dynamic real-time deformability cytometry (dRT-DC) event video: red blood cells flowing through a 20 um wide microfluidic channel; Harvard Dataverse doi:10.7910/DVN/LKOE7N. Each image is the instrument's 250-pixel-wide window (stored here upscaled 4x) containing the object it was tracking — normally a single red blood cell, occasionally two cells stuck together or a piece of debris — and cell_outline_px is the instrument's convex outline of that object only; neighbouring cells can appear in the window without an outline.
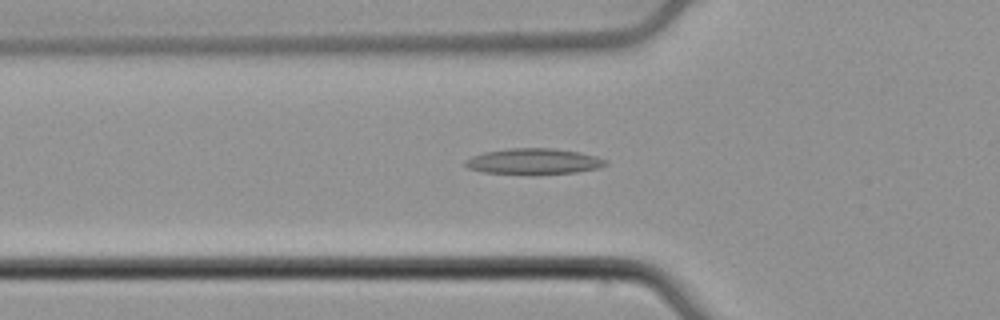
{"species": "common noctule bat (a hibernating species)", "species_latin": "Nyctalus noctula", "temperature_condition": "cold", "stored_images_in_passage": 39, "camera_frame_rate_fps": 3000, "um_per_image_px": 0.085, "animal": {"sex": "male", "body_mass_g": 21.5, "forearm_length_mm": 52.0}, "frame": {"image": 1, "passage_image": 9, "time_ms": 2.667, "image_size_px": [1000, 320], "cell_outline_px": [[608, 164], [600, 168], [576, 172], [536, 176], [484, 172], [468, 168], [464, 164], [464, 160], [472, 156], [484, 152], [508, 148], [552, 148], [576, 152], [596, 156], [608, 160]], "centroid_in_image_um": [45.37, 13.74], "position_along_channel_um": 80.4, "area_um2": 21.68}}
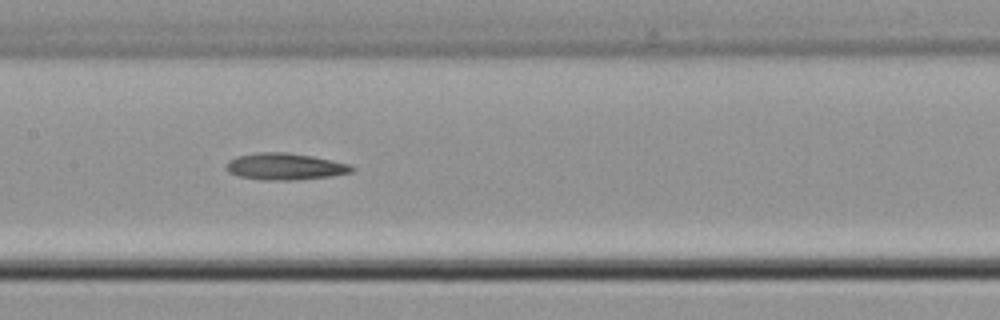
{"frame": {"image": 2, "passage_image": 17, "time_ms": 5.333, "image_size_px": [1000, 320], "cell_outline_px": [[356, 168], [352, 172], [332, 176], [292, 180], [260, 180], [236, 176], [228, 172], [224, 168], [224, 164], [228, 160], [236, 156], [260, 152], [288, 152], [312, 156], [332, 160], [348, 164]], "centroid_in_image_um": [24.16, 14.15], "position_along_channel_um": 183.2, "area_um2": 19.83}}
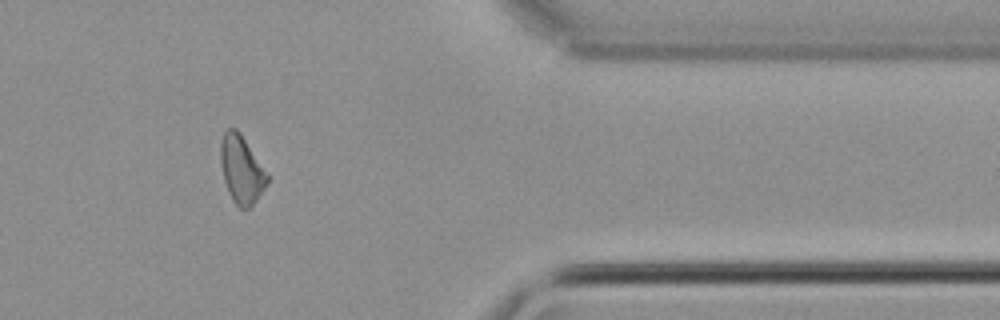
{"frame": {"image": 3, "passage_image": 35, "time_ms": 11.333, "image_size_px": [1000, 320], "cell_outline_px": [[268, 180], [264, 188], [256, 200], [248, 208], [240, 208], [232, 200], [228, 192], [224, 180], [220, 160], [220, 140], [224, 132], [228, 128], [236, 128], [240, 132], [268, 176]], "centroid_in_image_um": [20.48, 14.39], "position_along_channel_um": 390.9, "area_um2": 18.09}}